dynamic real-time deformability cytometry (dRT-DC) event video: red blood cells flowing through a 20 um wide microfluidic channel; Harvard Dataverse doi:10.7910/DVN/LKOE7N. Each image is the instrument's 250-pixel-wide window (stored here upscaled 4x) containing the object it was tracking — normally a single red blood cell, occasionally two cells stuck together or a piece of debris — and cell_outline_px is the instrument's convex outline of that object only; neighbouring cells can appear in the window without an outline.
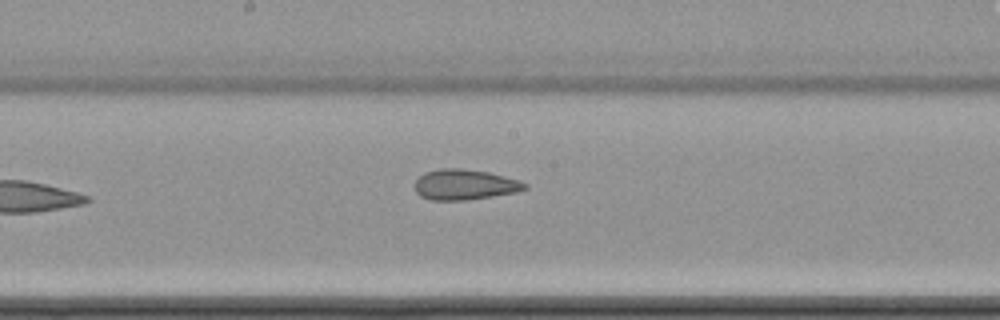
{"species": "common noctule bat (a hibernating species)", "species_latin": "Nyctalus noctula", "temperature_condition": "cold", "stored_images_in_passage": 8, "camera_frame_rate_fps": 3000, "um_per_image_px": 0.085, "animal": {"sex": "female", "body_mass_g": 22.7, "forearm_length_mm": 54.2}, "frame": {"image": 1, "passage_image": 7, "time_ms": 7.333, "image_size_px": [1000, 320], "cell_outline_px": [[528, 188], [516, 192], [468, 200], [432, 200], [420, 196], [416, 192], [412, 184], [424, 172], [440, 168], [464, 168], [488, 172], [520, 180], [528, 184]], "centroid_in_image_um": [39.48, 15.68], "position_along_channel_um": 208.7, "area_um2": 19.77}}